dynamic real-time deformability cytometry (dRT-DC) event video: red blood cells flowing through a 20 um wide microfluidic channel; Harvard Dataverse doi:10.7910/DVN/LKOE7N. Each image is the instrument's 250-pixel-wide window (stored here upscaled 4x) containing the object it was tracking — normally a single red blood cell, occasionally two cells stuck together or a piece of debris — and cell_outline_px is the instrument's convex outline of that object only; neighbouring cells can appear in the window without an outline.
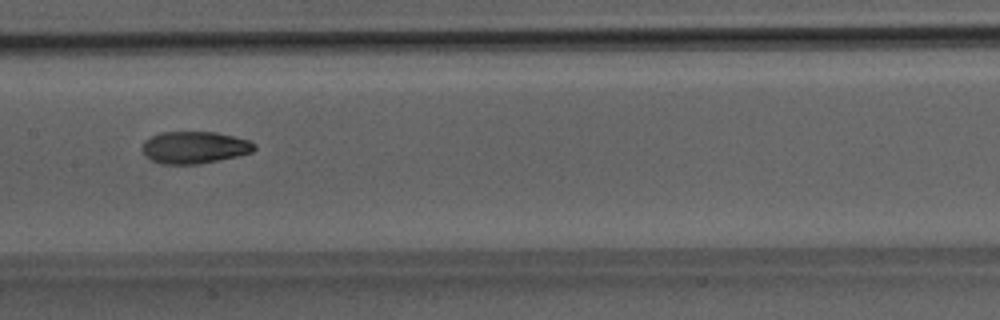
{"species": "Egyptian fruit bat (a non-hibernating species)", "species_latin": "Rousettus aegyptiacus", "temperature_condition": "room temperature", "stored_images_in_passage": 49, "segment_of_instrument_passage": [1, 2], "camera_frame_rate_fps": 3000, "um_per_image_px": 0.085, "animal": {"sex": "male"}, "frame": {"image": 1, "passage_image": 23, "time_ms": 7.333, "image_size_px": [1000, 320], "cell_outline_px": [[256, 148], [252, 152], [236, 156], [196, 164], [160, 164], [144, 156], [140, 148], [144, 140], [160, 132], [216, 132], [248, 140], [256, 144]], "centroid_in_image_um": [16.47, 12.53], "position_along_channel_um": 190.9, "area_um2": 20.98}}
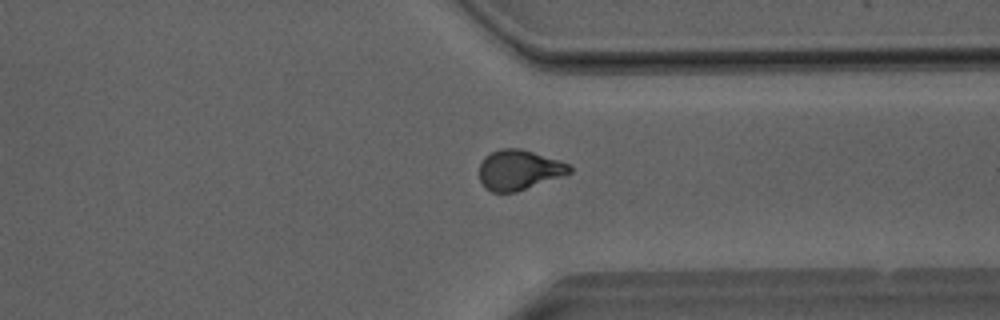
{"frame": {"image": 2, "passage_image": 36, "time_ms": 11.667, "image_size_px": [1000, 320], "cell_outline_px": [[572, 172], [516, 192], [492, 192], [484, 188], [480, 180], [480, 164], [484, 156], [500, 148], [520, 148], [560, 160], [568, 164], [572, 168]], "centroid_in_image_um": [44.09, 14.43], "position_along_channel_um": 367.3, "area_um2": 20.98}}
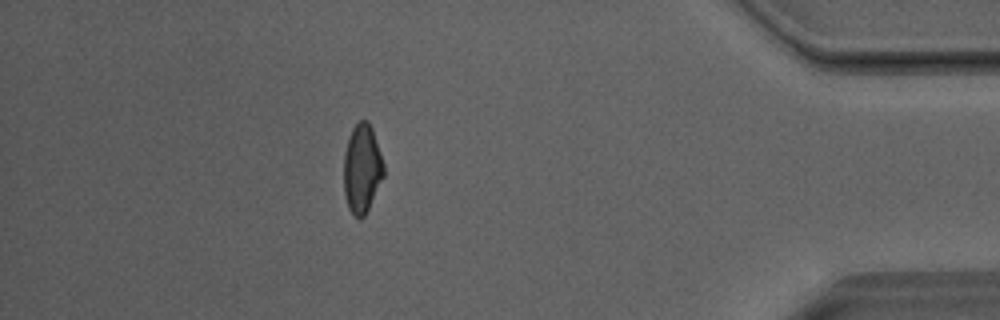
{"frame": {"image": 3, "passage_image": 42, "time_ms": 13.667, "image_size_px": [1000, 320], "cell_outline_px": [[384, 176], [364, 216], [356, 216], [348, 208], [344, 192], [344, 152], [348, 136], [352, 128], [360, 120], [368, 120], [372, 128], [384, 164]], "centroid_in_image_um": [30.76, 14.28], "position_along_channel_um": 404.4, "area_um2": 20.52}}